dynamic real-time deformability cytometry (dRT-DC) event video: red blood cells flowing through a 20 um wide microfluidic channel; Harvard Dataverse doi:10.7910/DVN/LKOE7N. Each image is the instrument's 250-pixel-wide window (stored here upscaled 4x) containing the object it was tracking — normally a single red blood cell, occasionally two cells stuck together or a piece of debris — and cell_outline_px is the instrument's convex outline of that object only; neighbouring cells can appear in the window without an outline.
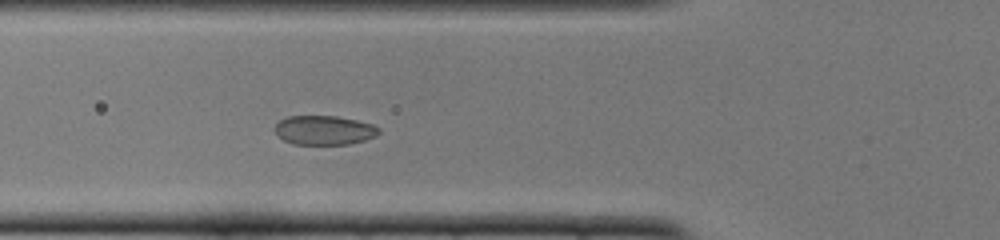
{"species": "common noctule bat (a hibernating species)", "species_latin": "Nyctalus noctula", "temperature_condition": "cold", "stored_images_in_passage": 46, "camera_frame_rate_fps": 3000, "um_per_image_px": 0.085, "animal": {"sex": "female", "body_mass_g": 22.0, "forearm_length_mm": 56.7}, "frame": {"image": 1, "passage_image": 13, "time_ms": 4.0, "image_size_px": [1000, 240], "cell_outline_px": [[380, 132], [376, 136], [364, 140], [348, 144], [292, 144], [276, 136], [272, 128], [280, 120], [288, 116], [336, 116], [356, 120], [372, 124], [380, 128]], "centroid_in_image_um": [27.51, 11.07], "position_along_channel_um": 98.3, "area_um2": 17.86}}
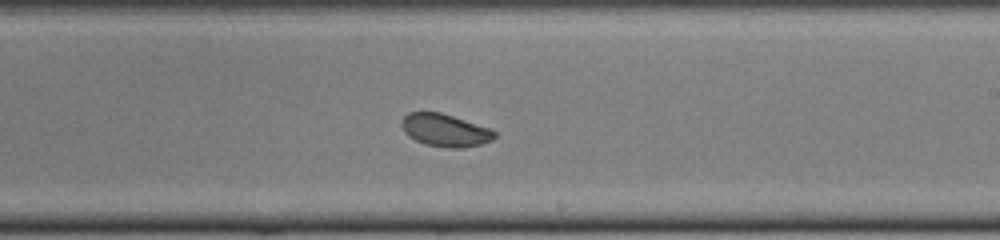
{"frame": {"image": 2, "passage_image": 25, "time_ms": 8.0, "image_size_px": [1000, 240], "cell_outline_px": [[496, 136], [492, 140], [480, 144], [460, 148], [452, 148], [424, 144], [408, 136], [404, 132], [400, 124], [404, 116], [408, 112], [440, 112], [492, 128], [496, 132]], "centroid_in_image_um": [37.83, 11.06], "position_along_channel_um": 251.2, "area_um2": 17.74}}
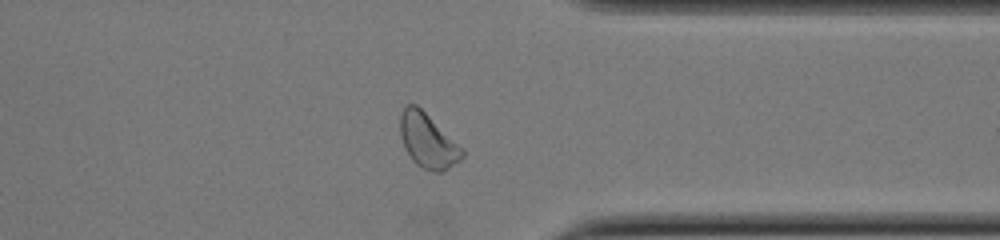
{"frame": {"image": 3, "passage_image": 35, "time_ms": 11.333, "image_size_px": [1000, 240], "cell_outline_px": [[464, 156], [460, 160], [444, 172], [432, 172], [420, 168], [412, 160], [404, 148], [400, 136], [400, 116], [404, 108], [408, 104], [416, 104], [464, 148]], "centroid_in_image_um": [36.37, 12.0], "position_along_channel_um": 375.0, "area_um2": 19.88}, "authors_computed_cell_mechanics": {"area_um2": 18.5538, "velocity_mm_per_s": 3.844, "shape_relaxation_time_tau1_ms": 7.9759, "shape_relaxation_time_tau2_ms": null, "deformation_change_tau1": 0.1677, "deformation_change_tau2": null}}